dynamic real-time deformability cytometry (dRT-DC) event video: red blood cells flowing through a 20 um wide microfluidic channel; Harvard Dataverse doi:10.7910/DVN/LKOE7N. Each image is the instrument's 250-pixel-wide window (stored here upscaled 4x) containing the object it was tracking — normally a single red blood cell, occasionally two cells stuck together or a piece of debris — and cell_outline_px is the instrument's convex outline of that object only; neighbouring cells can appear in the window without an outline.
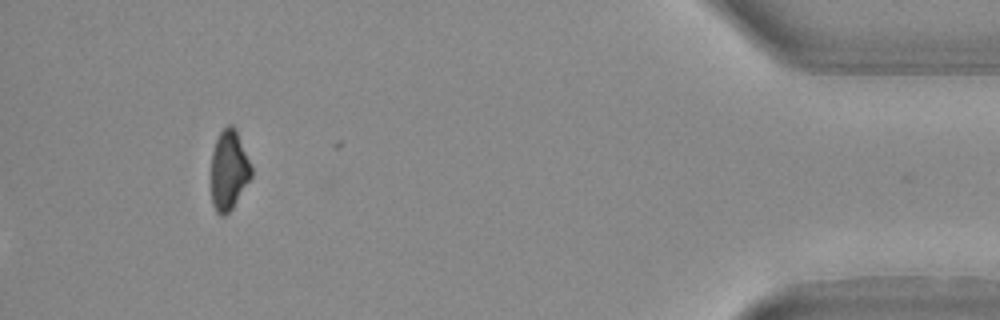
{"species": "Egyptian fruit bat (a non-hibernating species)", "species_latin": "Rousettus aegyptiacus", "temperature_condition": "warm", "stored_images_in_passage": 25, "camera_frame_rate_fps": 3000, "um_per_image_px": 0.085, "animal": {"sex": "female"}, "frame": {"image": 1, "passage_image": 25, "time_ms": 8.0, "image_size_px": [1000, 320], "cell_outline_px": [[252, 176], [232, 208], [224, 216], [220, 216], [216, 212], [212, 204], [212, 152], [216, 140], [220, 132], [228, 124], [232, 124], [236, 128], [252, 168]], "centroid_in_image_um": [19.46, 14.46], "position_along_channel_um": 415.7, "area_um2": 18.55}}